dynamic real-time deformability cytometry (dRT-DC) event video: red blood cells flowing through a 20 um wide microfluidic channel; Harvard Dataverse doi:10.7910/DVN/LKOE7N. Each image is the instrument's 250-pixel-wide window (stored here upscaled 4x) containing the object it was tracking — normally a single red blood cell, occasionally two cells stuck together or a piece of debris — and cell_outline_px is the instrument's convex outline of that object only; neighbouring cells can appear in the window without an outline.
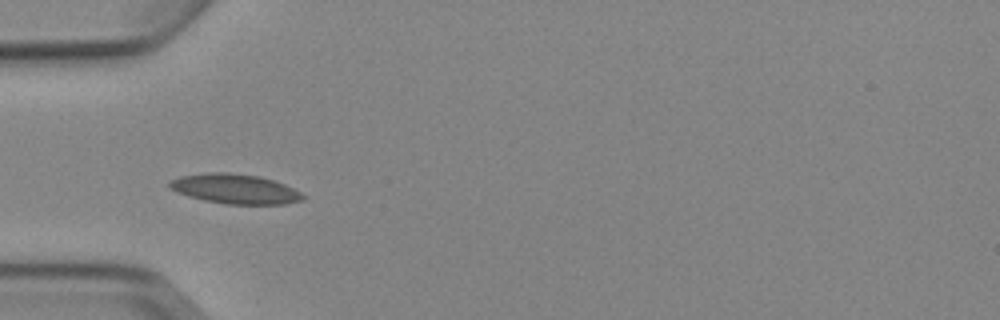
{"species": "Egyptian fruit bat (a non-hibernating species)", "species_latin": "Rousettus aegyptiacus", "temperature_condition": "cold", "stored_images_in_passage": 5, "camera_frame_rate_fps": 3000, "um_per_image_px": 0.085, "animal": {"sex": "female"}, "frame": {"image": 1, "passage_image": 3, "time_ms": 2.333, "image_size_px": [1000, 320], "cell_outline_px": [[304, 200], [284, 204], [224, 204], [204, 200], [188, 196], [176, 192], [168, 188], [168, 184], [172, 180], [180, 176], [208, 172], [228, 172], [260, 176], [284, 184], [300, 192], [304, 196]], "centroid_in_image_um": [19.95, 16.05], "position_along_channel_um": 65.0, "area_um2": 23.12}}
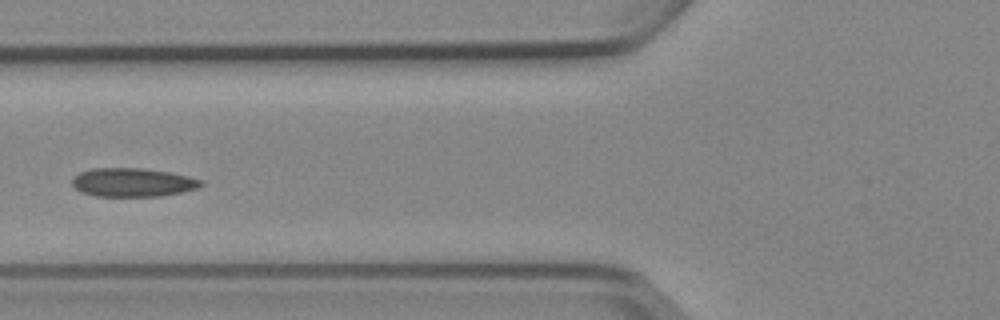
{"frame": {"image": 2, "passage_image": 4, "time_ms": 3.667, "image_size_px": [1000, 320], "cell_outline_px": [[204, 184], [200, 188], [184, 192], [160, 196], [96, 196], [80, 192], [72, 184], [72, 180], [80, 172], [92, 168], [140, 168], [168, 172], [188, 176], [204, 180]], "centroid_in_image_um": [11.33, 15.51], "position_along_channel_um": 114.5, "area_um2": 21.62}}
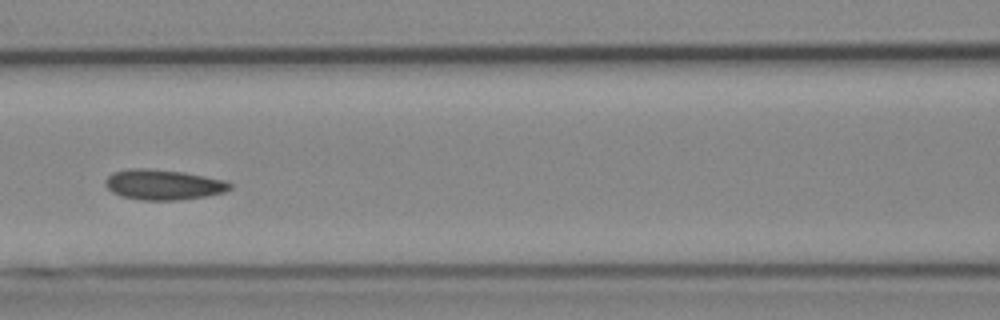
{"frame": {"image": 3, "passage_image": 5, "time_ms": 4.667, "image_size_px": [1000, 320], "cell_outline_px": [[232, 188], [224, 192], [204, 196], [176, 200], [140, 200], [120, 196], [112, 192], [104, 184], [104, 180], [112, 172], [128, 168], [148, 168], [184, 172], [224, 180], [232, 184]], "centroid_in_image_um": [13.83, 15.69], "position_along_channel_um": 152.8, "area_um2": 22.08}}